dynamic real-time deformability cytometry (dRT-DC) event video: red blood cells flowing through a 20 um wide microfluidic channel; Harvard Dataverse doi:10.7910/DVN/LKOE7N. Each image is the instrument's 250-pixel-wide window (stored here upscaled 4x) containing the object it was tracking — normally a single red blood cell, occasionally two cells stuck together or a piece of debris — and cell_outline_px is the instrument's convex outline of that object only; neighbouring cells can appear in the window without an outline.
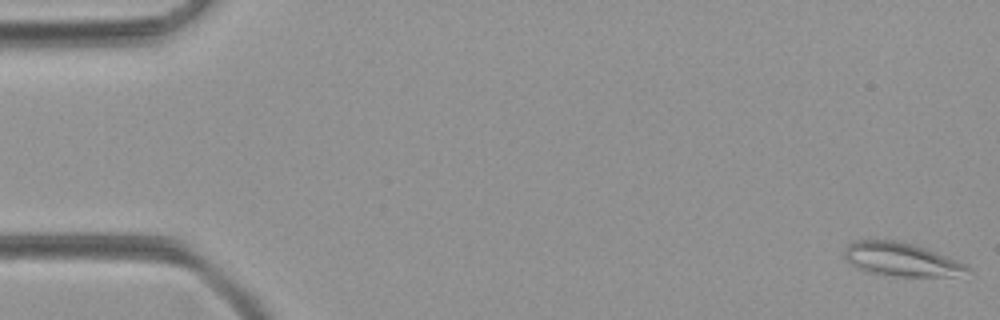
{"species": "common noctule bat (a hibernating species)", "species_latin": "Nyctalus noctula", "temperature_condition": "room temperature", "stored_images_in_passage": 16, "camera_frame_rate_fps": 3000, "um_per_image_px": 0.085, "animal": {"sex": "female", "body_mass_g": 21.9}, "frame": {"image": 1, "passage_image": 1, "time_ms": 0.0, "image_size_px": [1000, 320], "cell_outline_px": [[972, 268], [952, 276], [896, 276], [868, 272], [856, 268], [844, 260], [844, 248], [852, 240], [896, 240], [912, 244], [936, 252], [968, 264]], "centroid_in_image_um": [76.53, 22.04], "position_along_channel_um": 8.5, "area_um2": 23.99}}